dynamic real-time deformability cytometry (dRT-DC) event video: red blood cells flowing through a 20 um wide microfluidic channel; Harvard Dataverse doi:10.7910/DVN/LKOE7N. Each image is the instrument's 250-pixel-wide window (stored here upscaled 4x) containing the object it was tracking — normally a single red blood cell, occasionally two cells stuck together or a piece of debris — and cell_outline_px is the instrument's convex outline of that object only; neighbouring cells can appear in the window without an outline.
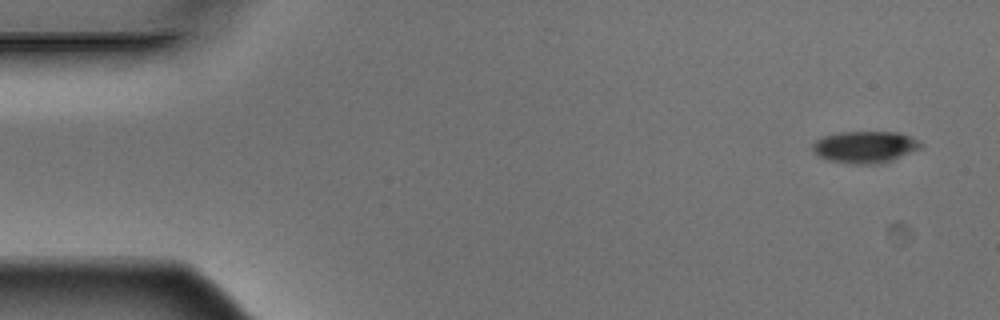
{"species": "Egyptian fruit bat (a non-hibernating species)", "species_latin": "Rousettus aegyptiacus", "temperature_condition": "warm", "stored_images_in_passage": 12, "camera_frame_rate_fps": 3000, "um_per_image_px": 0.085, "animal": {"sex": "male"}, "frame": {"image": 1, "passage_image": 1, "time_ms": 0.0, "image_size_px": [1000, 320], "cell_outline_px": [[924, 144], [920, 148], [892, 160], [876, 164], [852, 164], [828, 160], [820, 156], [812, 148], [812, 144], [816, 140], [824, 136], [840, 132], [900, 132], [912, 136], [920, 140]], "centroid_in_image_um": [73.57, 12.48], "position_along_channel_um": 11.4, "area_um2": 20.06}}
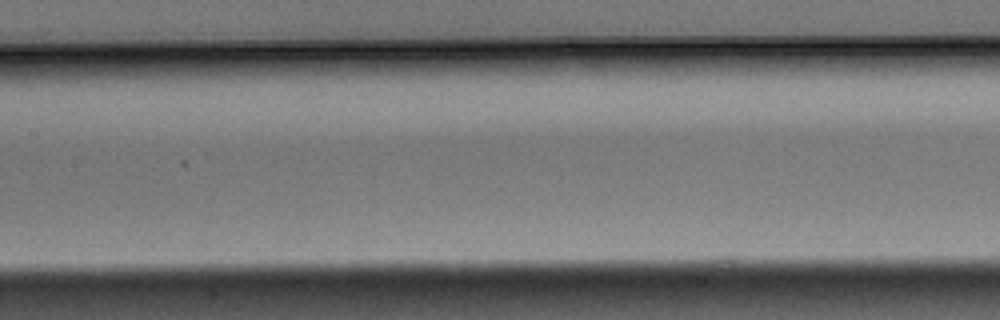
{"frame": {"image": 2, "passage_image": 8, "time_ms": 2.333, "image_size_px": [1000, 320], "cell_outline_px": [[168, 60], [124, 72], [32, 60], [20, 52], [144, 52]], "centroid_in_image_um": [8.38, 5.06], "position_along_channel_um": 199.0, "area_um2": 13.41}}
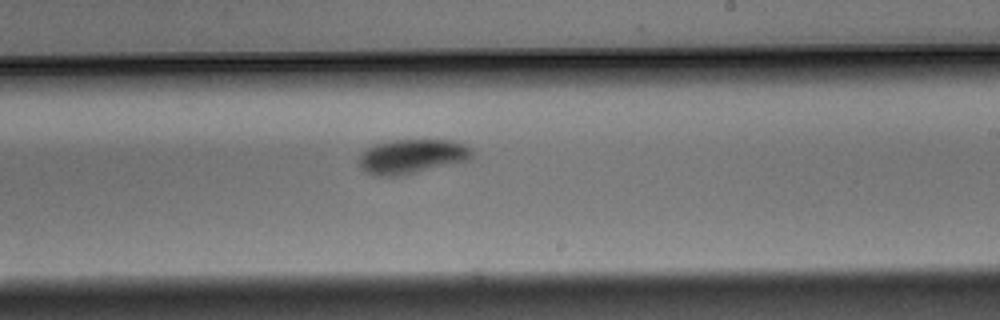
{"frame": {"image": 3, "passage_image": 12, "time_ms": 3.667, "image_size_px": [1000, 320], "cell_outline_px": [[472, 156], [464, 160], [400, 176], [376, 176], [368, 172], [360, 164], [360, 156], [368, 148], [376, 144], [400, 140], [448, 140], [460, 144], [468, 148], [472, 152]], "centroid_in_image_um": [34.97, 13.3], "position_along_channel_um": 254.0, "area_um2": 21.62}}